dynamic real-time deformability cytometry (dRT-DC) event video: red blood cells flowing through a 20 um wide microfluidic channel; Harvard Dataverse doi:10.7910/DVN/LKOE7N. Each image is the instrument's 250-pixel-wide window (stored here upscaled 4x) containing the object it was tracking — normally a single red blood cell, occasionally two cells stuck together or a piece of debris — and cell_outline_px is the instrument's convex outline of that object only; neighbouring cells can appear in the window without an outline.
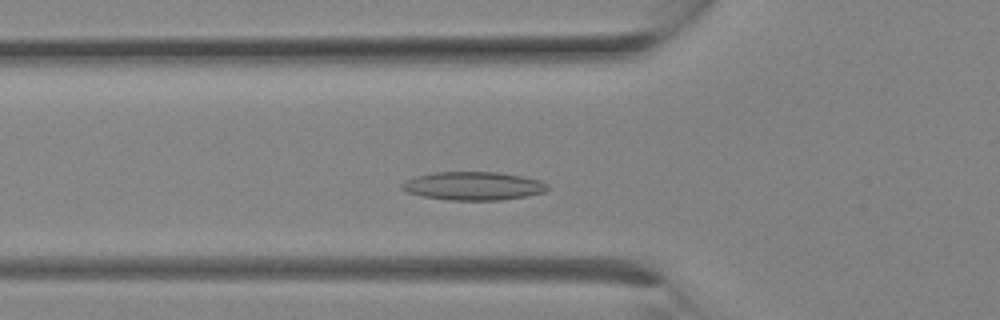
{"species": "Egyptian fruit bat (a non-hibernating species)", "species_latin": "Rousettus aegyptiacus", "temperature_condition": "room temperature", "stored_images_in_passage": 25, "camera_frame_rate_fps": 3000, "um_per_image_px": 0.085, "animal": {"sex": "female"}, "frame": {"image": 1, "passage_image": 6, "time_ms": 1.667, "image_size_px": [1000, 320], "cell_outline_px": [[548, 188], [544, 192], [524, 196], [500, 200], [448, 200], [424, 196], [408, 192], [400, 188], [400, 184], [404, 180], [412, 176], [432, 172], [500, 172], [524, 176], [540, 180], [548, 184]], "centroid_in_image_um": [40.19, 15.79], "position_along_channel_um": 85.6, "area_um2": 24.28}}
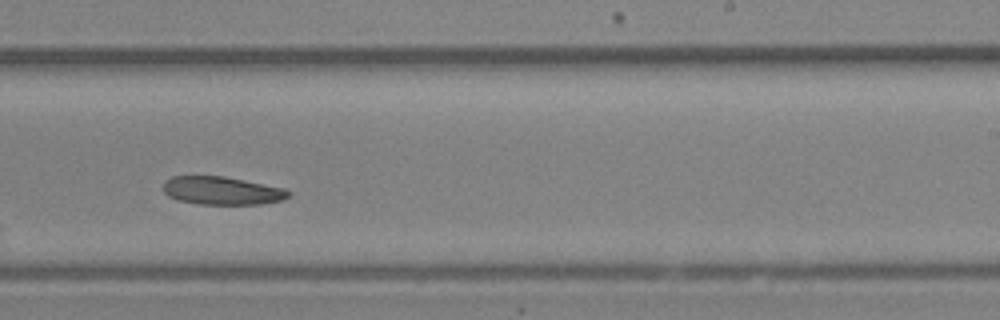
{"frame": {"image": 2, "passage_image": 14, "time_ms": 4.333, "image_size_px": [1000, 320], "cell_outline_px": [[292, 192], [284, 200], [260, 204], [200, 204], [180, 200], [168, 196], [164, 192], [164, 180], [172, 176], [224, 176], [284, 188]], "centroid_in_image_um": [18.87, 16.2], "position_along_channel_um": 270.1, "area_um2": 20.46}}
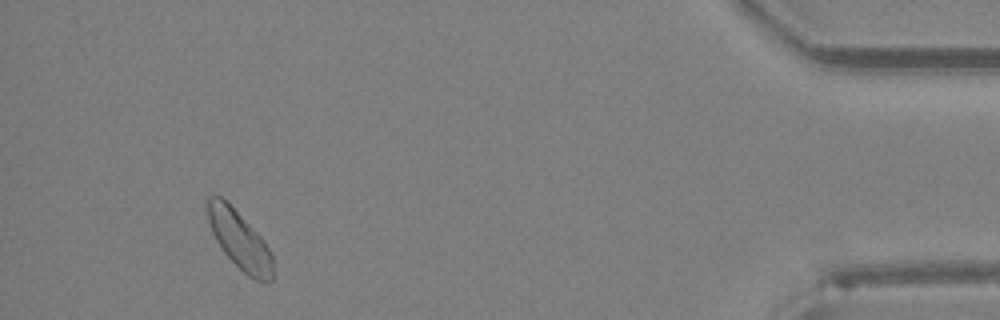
{"frame": {"image": 3, "passage_image": 23, "time_ms": 7.333, "image_size_px": [1000, 320], "cell_outline_px": [[272, 280], [268, 284], [256, 280], [248, 276], [224, 252], [216, 240], [212, 232], [204, 208], [204, 200], [208, 196], [220, 196], [260, 236], [268, 248], [272, 256]], "centroid_in_image_um": [20.31, 20.39], "position_along_channel_um": 414.9, "area_um2": 21.79}}